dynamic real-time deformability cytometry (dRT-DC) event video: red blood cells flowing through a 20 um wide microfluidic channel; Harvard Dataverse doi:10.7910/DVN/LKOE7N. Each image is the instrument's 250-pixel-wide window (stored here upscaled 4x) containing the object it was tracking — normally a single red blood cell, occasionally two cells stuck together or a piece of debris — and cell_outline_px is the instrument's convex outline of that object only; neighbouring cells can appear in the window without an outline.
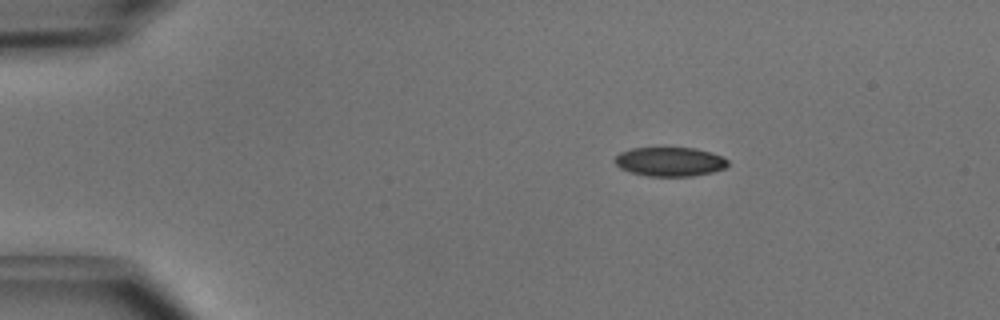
{"species": "common noctule bat (a hibernating species)", "species_latin": "Nyctalus noctula", "temperature_condition": "cold", "stored_images_in_passage": 5, "camera_frame_rate_fps": 3000, "um_per_image_px": 0.085, "animal": {"sex": "male", "body_mass_g": 15.6}, "frame": {"image": 1, "passage_image": 1, "time_ms": 0.0, "image_size_px": [1000, 320], "cell_outline_px": [[728, 164], [724, 168], [712, 172], [692, 176], [648, 176], [632, 172], [620, 168], [612, 160], [620, 152], [632, 148], [696, 148], [712, 152], [728, 160]], "centroid_in_image_um": [56.92, 13.74], "position_along_channel_um": 28.1, "area_um2": 19.13}}
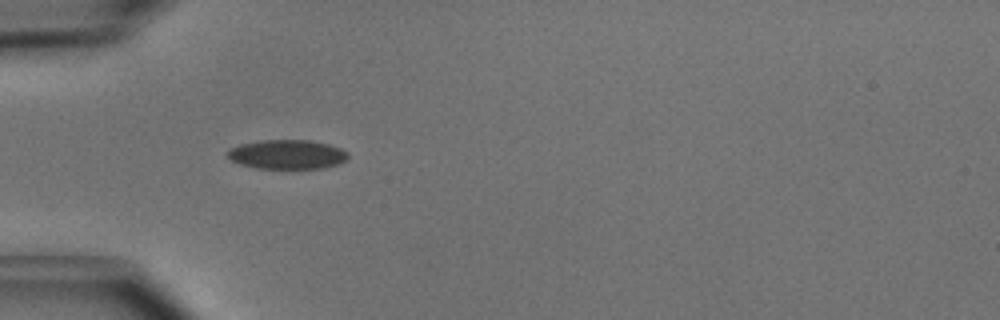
{"frame": {"image": 2, "passage_image": 3, "time_ms": 0.667, "image_size_px": [1000, 320], "cell_outline_px": [[348, 156], [344, 160], [336, 164], [324, 168], [256, 168], [240, 164], [224, 156], [228, 148], [240, 144], [260, 140], [308, 140], [328, 144], [340, 148], [348, 152]], "centroid_in_image_um": [24.34, 13.12], "position_along_channel_um": 60.7, "area_um2": 20.58}}
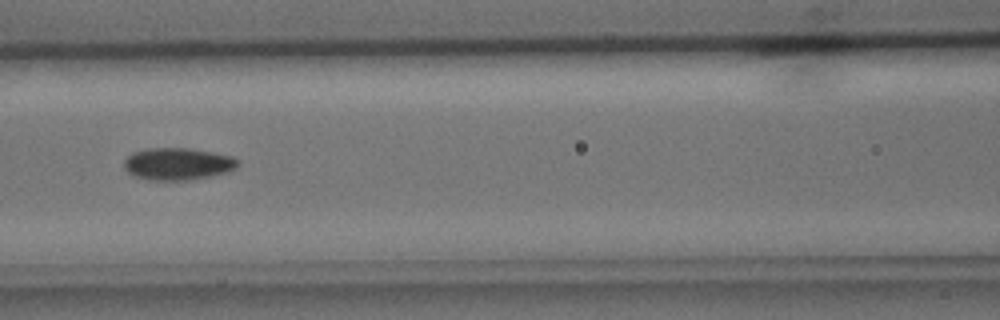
{"frame": {"image": 3, "passage_image": 5, "time_ms": 1.333, "image_size_px": [1000, 320], "cell_outline_px": [[240, 164], [236, 168], [228, 172], [192, 180], [148, 180], [132, 176], [124, 168], [124, 160], [132, 152], [148, 148], [188, 148], [212, 152], [232, 156], [240, 160]], "centroid_in_image_um": [15.11, 13.94], "position_along_channel_um": 151.5, "area_um2": 21.62}}